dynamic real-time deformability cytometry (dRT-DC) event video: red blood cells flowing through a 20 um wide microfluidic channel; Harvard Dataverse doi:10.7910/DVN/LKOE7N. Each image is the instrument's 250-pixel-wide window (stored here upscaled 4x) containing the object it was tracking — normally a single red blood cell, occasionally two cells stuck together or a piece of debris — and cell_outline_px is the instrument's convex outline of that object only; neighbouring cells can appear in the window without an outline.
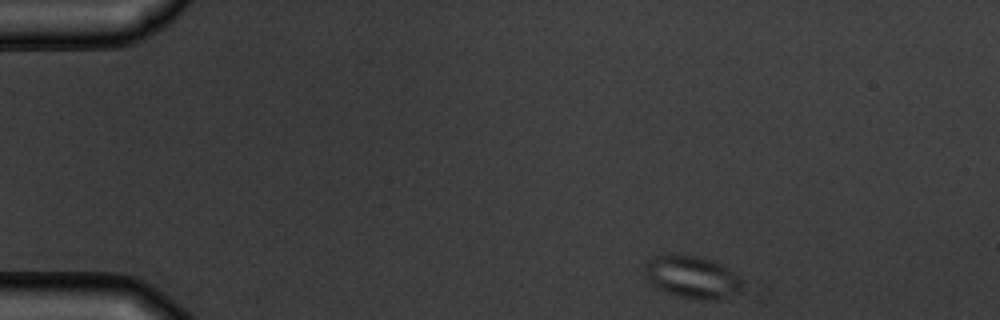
{"species": "common noctule bat (a hibernating species)", "species_latin": "Nyctalus noctula", "temperature_condition": "warm", "stored_images_in_passage": 6, "camera_frame_rate_fps": 3000, "um_per_image_px": 0.085, "animal": {"sex": "male", "body_mass_g": 19.5, "forearm_length_mm": 54.6}, "frame": {"image": 1, "passage_image": 1, "time_ms": 0.0, "image_size_px": [1000, 320], "cell_outline_px": [[744, 284], [740, 292], [712, 300], [692, 300], [676, 296], [656, 288], [644, 276], [644, 264], [652, 256], [696, 256], [720, 264], [728, 268], [744, 280]], "centroid_in_image_um": [58.82, 23.59], "position_along_channel_um": 26.2, "area_um2": 24.1}}
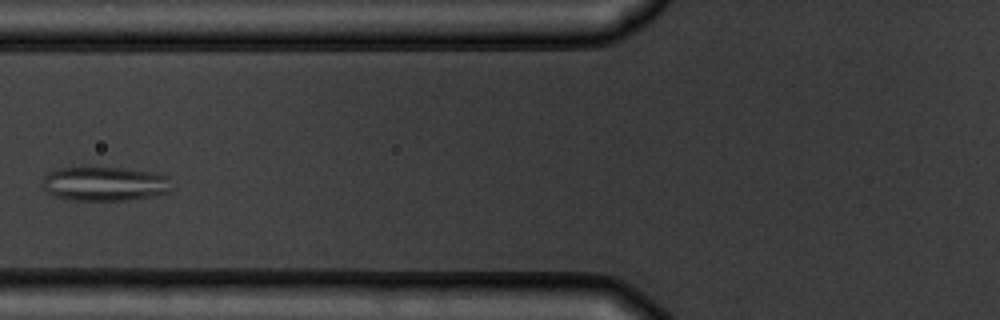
{"frame": {"image": 2, "passage_image": 5, "time_ms": 4.667, "image_size_px": [1000, 320], "cell_outline_px": [[168, 192], [156, 196], [128, 200], [76, 200], [56, 196], [48, 192], [44, 188], [44, 176], [48, 172], [60, 168], [120, 168], [152, 172], [168, 176]], "centroid_in_image_um": [8.9, 15.63], "position_along_channel_um": 116.9, "area_um2": 25.32}}